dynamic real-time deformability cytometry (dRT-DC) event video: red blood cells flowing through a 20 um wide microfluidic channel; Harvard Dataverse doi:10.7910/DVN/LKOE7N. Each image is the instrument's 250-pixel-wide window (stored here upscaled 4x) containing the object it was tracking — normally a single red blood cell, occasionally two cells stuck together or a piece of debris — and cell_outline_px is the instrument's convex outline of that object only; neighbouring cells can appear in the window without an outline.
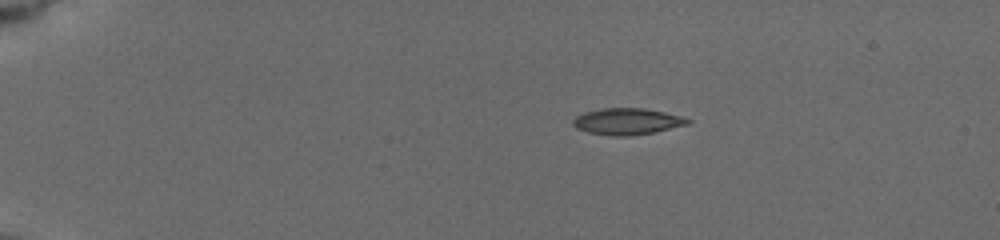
{"species": "common noctule bat (a hibernating species)", "species_latin": "Nyctalus noctula", "temperature_condition": "cold", "stored_images_in_passage": 48, "camera_frame_rate_fps": 3000, "um_per_image_px": 0.085, "animal": {"sex": "female", "body_mass_g": 19.5, "forearm_length_mm": 54.1}, "frame": {"image": 1, "passage_image": 1, "time_ms": 0.0, "image_size_px": [1000, 240], "cell_outline_px": [[692, 120], [688, 124], [652, 132], [632, 136], [612, 136], [588, 132], [576, 128], [572, 124], [572, 120], [576, 116], [584, 112], [604, 108], [644, 108], [664, 112], [680, 116]], "centroid_in_image_um": [53.27, 10.32], "position_along_channel_um": 31.7, "area_um2": 17.57}}
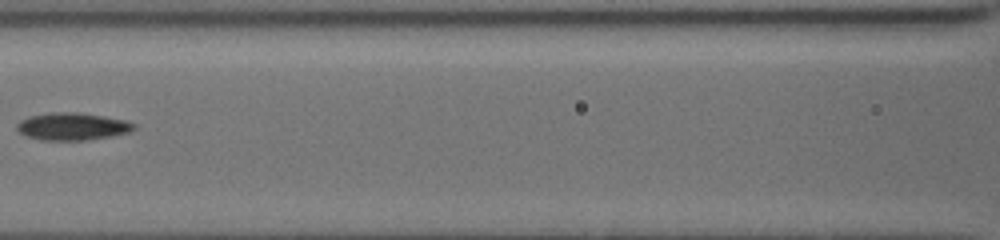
{"frame": {"image": 2, "passage_image": 22, "time_ms": 5.667, "image_size_px": [1000, 240], "cell_outline_px": [[136, 128], [128, 132], [112, 136], [88, 140], [44, 140], [28, 136], [20, 132], [16, 128], [16, 124], [20, 120], [28, 116], [48, 112], [80, 112], [128, 120], [136, 124]], "centroid_in_image_um": [6.17, 10.73], "position_along_channel_um": 160.4, "area_um2": 18.9}}
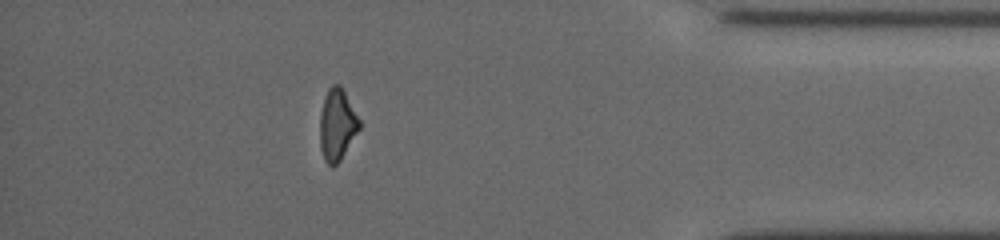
{"frame": {"image": 3, "passage_image": 41, "time_ms": 13.0, "image_size_px": [1000, 240], "cell_outline_px": [[360, 128], [340, 160], [332, 168], [324, 160], [320, 148], [320, 112], [324, 96], [328, 88], [332, 84], [340, 84], [360, 120]], "centroid_in_image_um": [28.63, 10.59], "position_along_channel_um": 406.6, "area_um2": 16.47}, "authors_computed_cell_mechanics": {"area_um2": 17.5712, "velocity_mm_per_s": 3.7656, "shape_relaxation_time_tau1_ms": 3.7925, "shape_relaxation_time_tau2_ms": 7.8584, "deformation_change_tau1": 0.124, "deformation_change_tau2": 0.1576}}